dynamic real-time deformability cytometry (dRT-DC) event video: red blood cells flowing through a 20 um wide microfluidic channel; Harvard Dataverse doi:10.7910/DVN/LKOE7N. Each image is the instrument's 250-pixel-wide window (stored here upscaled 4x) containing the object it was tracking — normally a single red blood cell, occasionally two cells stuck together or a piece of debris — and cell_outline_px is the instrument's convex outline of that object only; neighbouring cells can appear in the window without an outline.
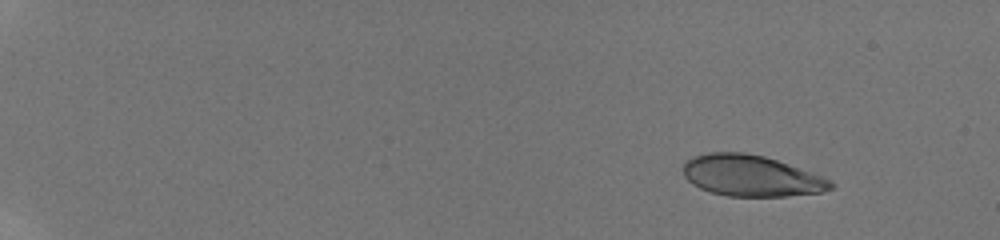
{"species": "human", "species_latin": "Homo sapiens", "temperature_condition": "room temperature", "stored_images_in_passage": 12, "camera_frame_rate_fps": 3000, "um_per_image_px": 0.085, "donor": {"sex": "male"}, "frame": {"image": 1, "passage_image": 3, "time_ms": 1.667, "image_size_px": [1000, 240], "cell_outline_px": [[836, 184], [832, 188], [820, 192], [788, 196], [728, 196], [712, 192], [700, 188], [692, 184], [684, 176], [684, 164], [692, 156], [708, 152], [744, 152], [764, 156], [788, 164], [832, 180]], "centroid_in_image_um": [63.84, 14.94], "position_along_channel_um": 21.2, "area_um2": 35.2}}
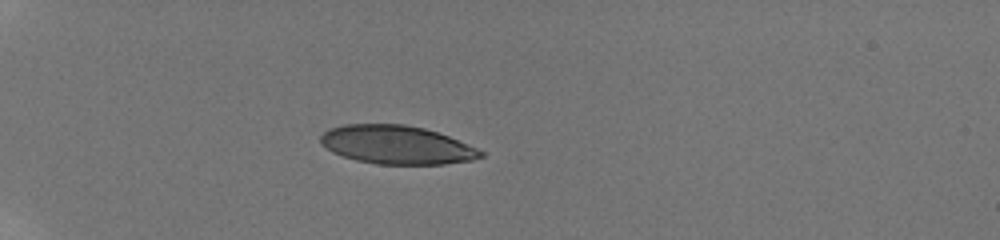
{"frame": {"image": 2, "passage_image": 8, "time_ms": 5.667, "image_size_px": [1000, 240], "cell_outline_px": [[484, 156], [472, 160], [444, 164], [376, 164], [356, 160], [332, 152], [320, 144], [320, 136], [328, 128], [344, 124], [404, 124], [424, 128], [448, 136], [476, 148], [484, 152]], "centroid_in_image_um": [33.68, 12.31], "position_along_channel_um": 51.3, "area_um2": 35.89}}
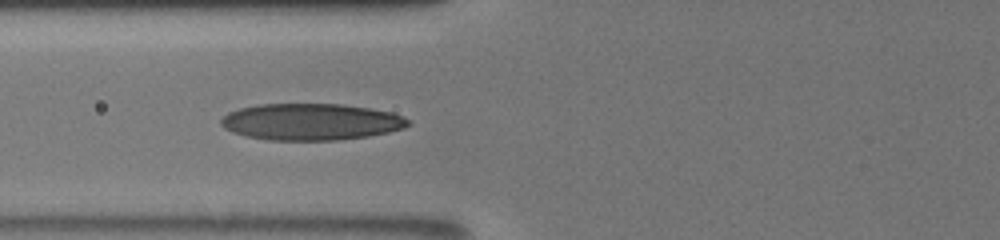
{"frame": {"image": 3, "passage_image": 11, "time_ms": 8.0, "image_size_px": [1000, 240], "cell_outline_px": [[412, 124], [404, 128], [388, 132], [368, 136], [336, 140], [268, 140], [248, 136], [232, 132], [224, 128], [220, 124], [220, 120], [228, 112], [240, 108], [260, 104], [340, 104], [368, 108], [392, 112], [404, 116]], "centroid_in_image_um": [26.44, 10.35], "position_along_channel_um": 99.4, "area_um2": 39.94}}